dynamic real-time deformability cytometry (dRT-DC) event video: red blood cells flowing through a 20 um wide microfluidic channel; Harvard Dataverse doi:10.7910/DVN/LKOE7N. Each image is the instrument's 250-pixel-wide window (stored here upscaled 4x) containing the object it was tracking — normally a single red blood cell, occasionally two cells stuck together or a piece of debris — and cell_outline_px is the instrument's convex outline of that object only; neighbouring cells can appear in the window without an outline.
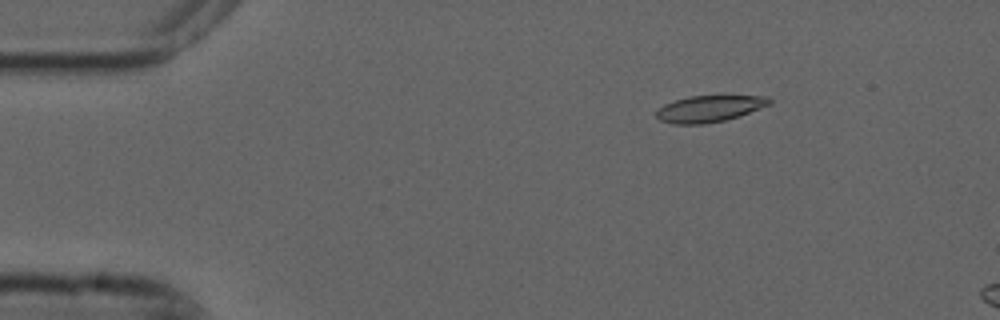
{"species": "common noctule bat (a hibernating species)", "species_latin": "Nyctalus noctula", "temperature_condition": "cold", "stored_images_in_passage": 6, "camera_frame_rate_fps": 3000, "um_per_image_px": 0.085, "animal": {"sex": "male", "forearm_length_mm": 52.5}, "frame": {"image": 1, "passage_image": 3, "time_ms": 0.667, "image_size_px": [1000, 320], "cell_outline_px": [[772, 104], [724, 120], [704, 124], [672, 124], [660, 120], [656, 116], [656, 112], [664, 104], [688, 96], [768, 96], [772, 100]], "centroid_in_image_um": [60.28, 9.23], "position_along_channel_um": 24.7, "area_um2": 17.22}}